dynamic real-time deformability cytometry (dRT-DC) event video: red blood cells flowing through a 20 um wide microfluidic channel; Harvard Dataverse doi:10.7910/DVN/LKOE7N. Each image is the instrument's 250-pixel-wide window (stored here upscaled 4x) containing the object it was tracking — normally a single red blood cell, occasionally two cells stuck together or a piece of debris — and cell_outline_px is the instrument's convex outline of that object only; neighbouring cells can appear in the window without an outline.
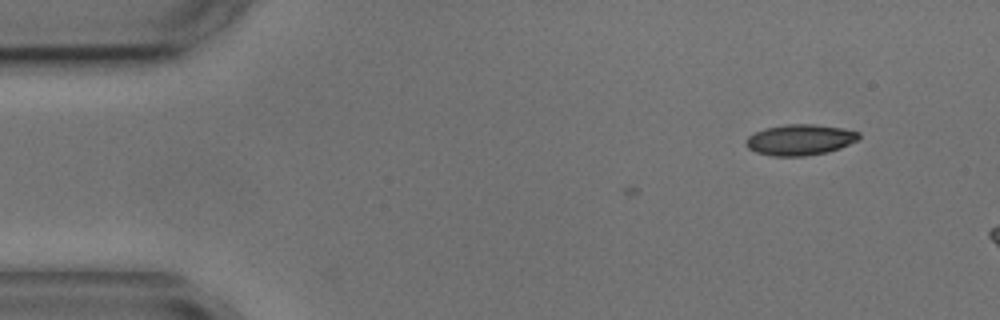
{"species": "common noctule bat (a hibernating species)", "species_latin": "Nyctalus noctula", "temperature_condition": "cold", "stored_images_in_passage": 3, "camera_frame_rate_fps": 3000, "um_per_image_px": 0.085, "animal": {"sex": "male", "body_mass_g": 17.9, "forearm_length_mm": 54.2}, "frame": {"image": 1, "passage_image": 3, "time_ms": 2.333, "image_size_px": [1000, 320], "cell_outline_px": [[860, 140], [840, 148], [828, 152], [804, 156], [772, 156], [756, 152], [748, 148], [744, 144], [744, 140], [748, 136], [764, 128], [784, 124], [816, 124], [844, 128], [860, 132]], "centroid_in_image_um": [68.01, 11.87], "position_along_channel_um": 17.0, "area_um2": 20.63}}